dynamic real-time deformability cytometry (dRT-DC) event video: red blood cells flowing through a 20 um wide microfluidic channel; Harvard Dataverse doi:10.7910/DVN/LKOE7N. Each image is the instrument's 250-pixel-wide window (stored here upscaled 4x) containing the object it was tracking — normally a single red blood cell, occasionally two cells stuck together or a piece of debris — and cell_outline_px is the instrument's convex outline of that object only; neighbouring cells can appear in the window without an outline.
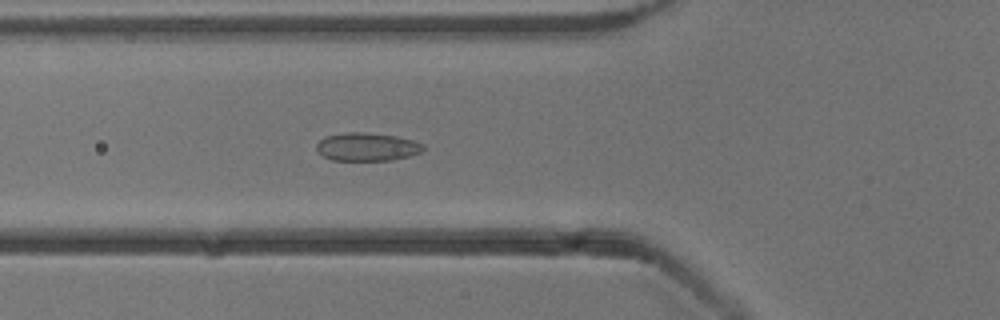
{"species": "common noctule bat (a hibernating species)", "species_latin": "Nyctalus noctula", "temperature_condition": "cold", "stored_images_in_passage": 48, "camera_frame_rate_fps": 3000, "um_per_image_px": 0.085, "animal": {"sex": "male", "body_mass_g": 13.3}, "frame": {"image": 1, "passage_image": 14, "time_ms": 4.333, "image_size_px": [1000, 320], "cell_outline_px": [[424, 148], [420, 152], [408, 156], [392, 160], [332, 160], [324, 156], [316, 148], [316, 144], [324, 136], [344, 132], [368, 132], [396, 136], [412, 140], [424, 144]], "centroid_in_image_um": [31.18, 12.47], "position_along_channel_um": 94.6, "area_um2": 17.51}}
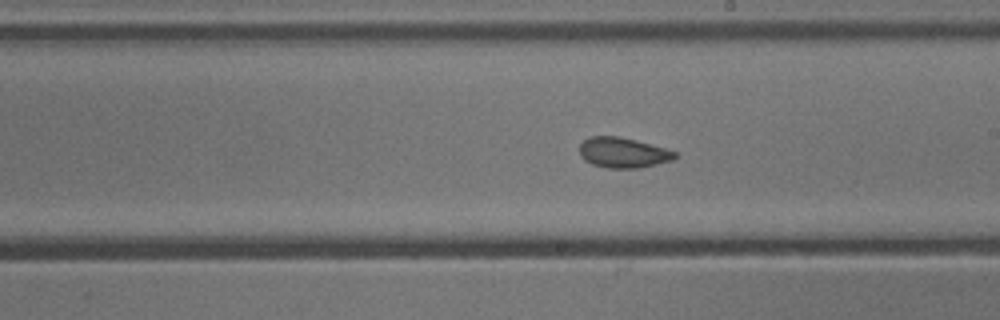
{"frame": {"image": 2, "passage_image": 25, "time_ms": 8.0, "image_size_px": [1000, 320], "cell_outline_px": [[676, 156], [672, 160], [640, 168], [608, 168], [592, 164], [584, 160], [580, 156], [580, 144], [588, 136], [620, 136], [636, 140], [664, 148], [676, 152]], "centroid_in_image_um": [52.92, 12.97], "position_along_channel_um": 236.1, "area_um2": 16.82}}
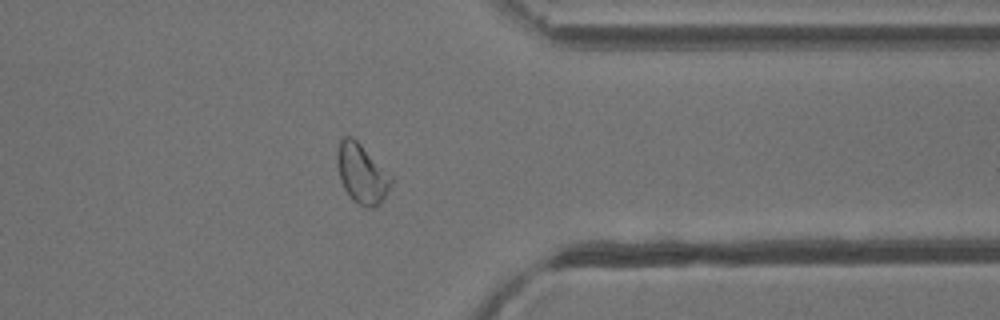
{"frame": {"image": 3, "passage_image": 37, "time_ms": 12.0, "image_size_px": [1000, 320], "cell_outline_px": [[392, 180], [380, 204], [372, 208], [364, 208], [352, 200], [344, 188], [340, 180], [336, 160], [336, 156], [340, 140], [344, 136], [352, 136], [392, 176]], "centroid_in_image_um": [30.72, 14.77], "position_along_channel_um": 380.7, "area_um2": 18.5}, "authors_computed_cell_mechanics": {"area_um2": 18.0914, "velocity_mm_per_s": 3.8341, "shape_relaxation_time_tau1_ms": null, "shape_relaxation_time_tau2_ms": 1.5318, "deformation_change_tau1": null, "deformation_change_tau2": 0.0562}}